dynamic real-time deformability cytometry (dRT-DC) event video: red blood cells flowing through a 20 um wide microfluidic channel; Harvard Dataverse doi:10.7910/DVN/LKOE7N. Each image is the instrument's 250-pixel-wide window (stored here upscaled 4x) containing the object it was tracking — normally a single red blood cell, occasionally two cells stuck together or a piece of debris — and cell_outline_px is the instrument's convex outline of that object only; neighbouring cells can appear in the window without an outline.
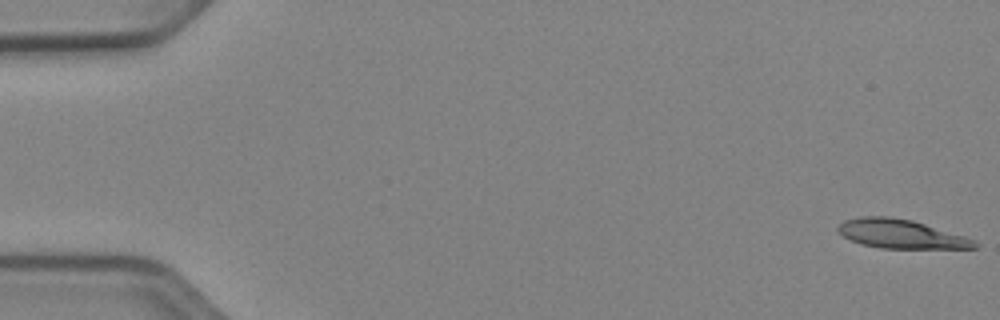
{"species": "Egyptian fruit bat (a non-hibernating species)", "species_latin": "Rousettus aegyptiacus", "temperature_condition": "cold", "stored_images_in_passage": 52, "camera_frame_rate_fps": 3000, "um_per_image_px": 0.085, "animal": {"sex": "female"}, "frame": {"image": 1, "passage_image": 1, "time_ms": 0.0, "image_size_px": [1000, 320], "cell_outline_px": [[980, 244], [976, 248], [880, 248], [860, 244], [844, 236], [836, 228], [844, 220], [860, 216], [892, 216], [912, 220], [964, 236], [976, 240]], "centroid_in_image_um": [76.58, 19.88], "position_along_channel_um": 8.4, "area_um2": 22.95}}
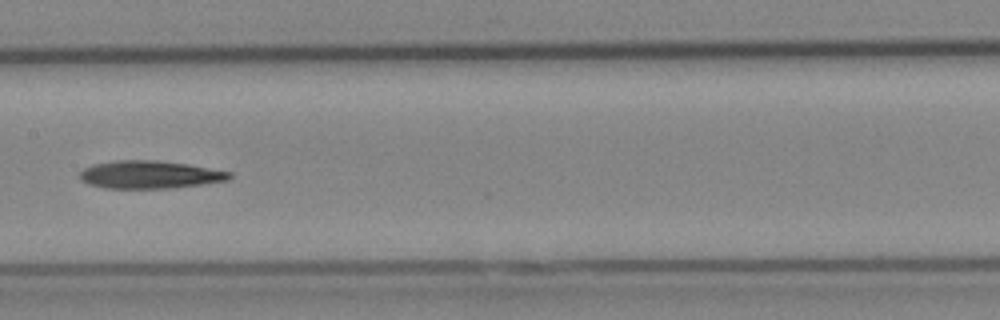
{"frame": {"image": 2, "passage_image": 27, "time_ms": 8.667, "image_size_px": [1000, 320], "cell_outline_px": [[232, 176], [228, 180], [204, 184], [172, 188], [104, 188], [88, 184], [80, 180], [80, 172], [84, 168], [96, 164], [116, 160], [156, 160], [188, 164], [232, 172]], "centroid_in_image_um": [12.74, 14.85], "position_along_channel_um": 194.7, "area_um2": 24.28}}
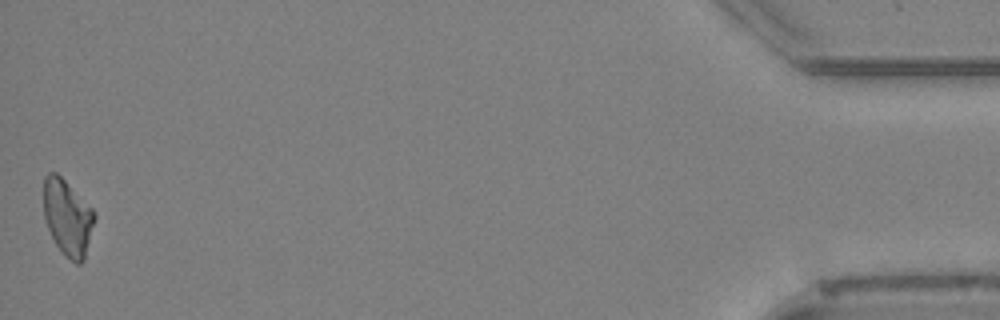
{"frame": {"image": 3, "passage_image": 52, "time_ms": 17.0, "image_size_px": [1000, 320], "cell_outline_px": [[96, 216], [84, 260], [80, 264], [76, 264], [64, 256], [56, 244], [48, 228], [44, 216], [44, 176], [48, 172], [56, 172], [92, 208]], "centroid_in_image_um": [5.74, 18.51], "position_along_channel_um": 429.5, "area_um2": 22.37}}